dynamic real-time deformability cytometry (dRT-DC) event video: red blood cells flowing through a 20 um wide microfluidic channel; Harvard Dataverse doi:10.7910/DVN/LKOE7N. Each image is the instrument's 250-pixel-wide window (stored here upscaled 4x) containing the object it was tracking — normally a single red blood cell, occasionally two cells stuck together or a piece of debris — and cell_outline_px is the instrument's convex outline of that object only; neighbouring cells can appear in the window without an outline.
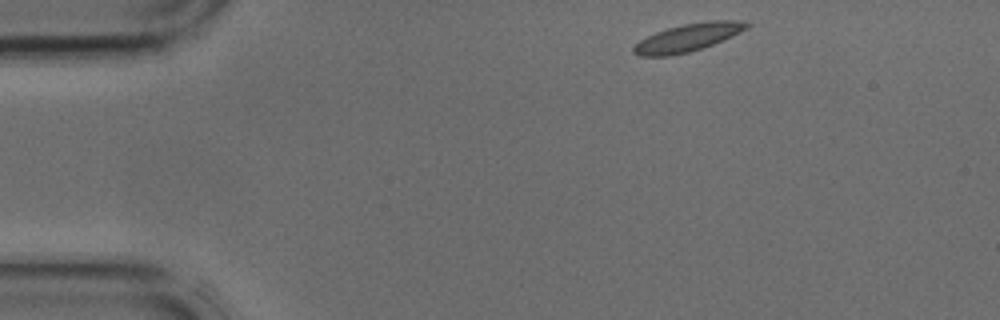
{"species": "common noctule bat (a hibernating species)", "species_latin": "Nyctalus noctula", "temperature_condition": "cold", "stored_images_in_passage": 37, "camera_frame_rate_fps": 3000, "um_per_image_px": 0.085, "animal": {"sex": "male", "body_mass_g": 17.9, "forearm_length_mm": 54.2}, "frame": {"image": 1, "passage_image": 1, "time_ms": 0.0, "image_size_px": [1000, 320], "cell_outline_px": [[752, 24], [748, 28], [732, 36], [704, 48], [688, 52], [668, 56], [640, 56], [632, 52], [632, 48], [640, 40], [656, 32], [668, 28], [684, 24], [712, 20], [736, 20]], "centroid_in_image_um": [58.48, 3.2], "position_along_channel_um": 26.5, "area_um2": 18.21}}
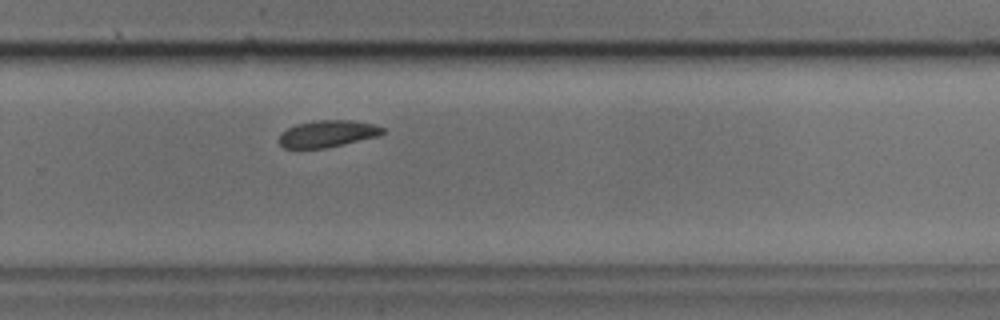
{"frame": {"image": 2, "passage_image": 23, "time_ms": 7.333, "image_size_px": [1000, 320], "cell_outline_px": [[384, 132], [380, 136], [324, 148], [284, 148], [280, 144], [280, 132], [296, 124], [316, 120], [348, 120], [372, 124], [384, 128]], "centroid_in_image_um": [27.83, 11.36], "position_along_channel_um": 302.0, "area_um2": 16.07}}
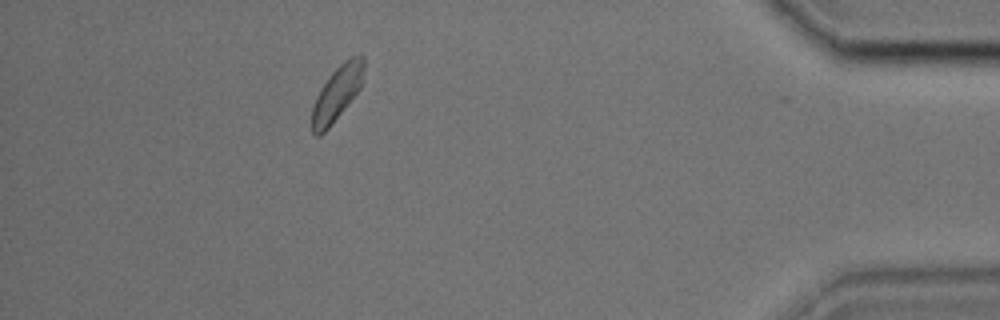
{"frame": {"image": 3, "passage_image": 33, "time_ms": 10.667, "image_size_px": [1000, 320], "cell_outline_px": [[364, 80], [360, 88], [328, 128], [320, 136], [316, 136], [312, 132], [312, 108], [316, 96], [320, 88], [328, 76], [344, 60], [352, 56], [364, 56]], "centroid_in_image_um": [28.64, 7.91], "position_along_channel_um": 406.6, "area_um2": 16.42}}